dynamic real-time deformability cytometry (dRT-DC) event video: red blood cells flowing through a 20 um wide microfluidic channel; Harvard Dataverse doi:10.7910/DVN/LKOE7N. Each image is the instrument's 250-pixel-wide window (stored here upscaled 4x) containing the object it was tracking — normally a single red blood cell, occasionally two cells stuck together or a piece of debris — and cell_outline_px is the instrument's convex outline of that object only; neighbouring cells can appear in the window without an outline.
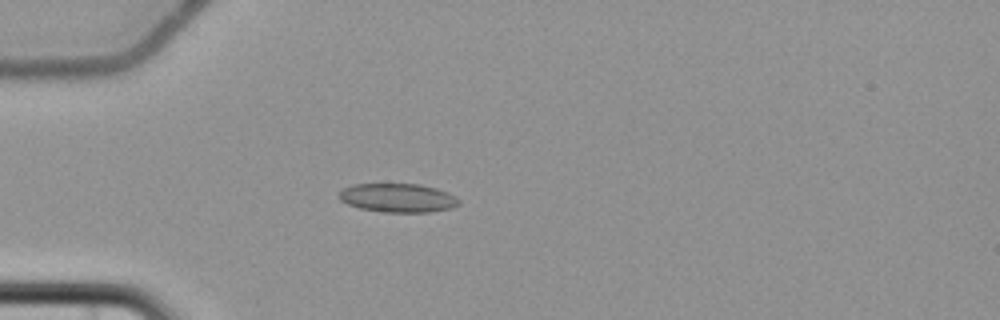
{"species": "common noctule bat (a hibernating species)", "species_latin": "Nyctalus noctula", "temperature_condition": "cold", "stored_images_in_passage": 5, "camera_frame_rate_fps": 3000, "um_per_image_px": 0.085, "animal": {"sex": "female", "body_mass_g": 22.7, "forearm_length_mm": 54.2}, "frame": {"image": 1, "passage_image": 5, "time_ms": 5.0, "image_size_px": [1000, 320], "cell_outline_px": [[460, 204], [452, 208], [428, 212], [384, 212], [360, 208], [348, 204], [340, 200], [340, 192], [344, 188], [352, 184], [420, 184], [436, 188], [448, 192], [460, 200]], "centroid_in_image_um": [33.84, 16.82], "position_along_channel_um": 51.2, "area_um2": 20.06}}